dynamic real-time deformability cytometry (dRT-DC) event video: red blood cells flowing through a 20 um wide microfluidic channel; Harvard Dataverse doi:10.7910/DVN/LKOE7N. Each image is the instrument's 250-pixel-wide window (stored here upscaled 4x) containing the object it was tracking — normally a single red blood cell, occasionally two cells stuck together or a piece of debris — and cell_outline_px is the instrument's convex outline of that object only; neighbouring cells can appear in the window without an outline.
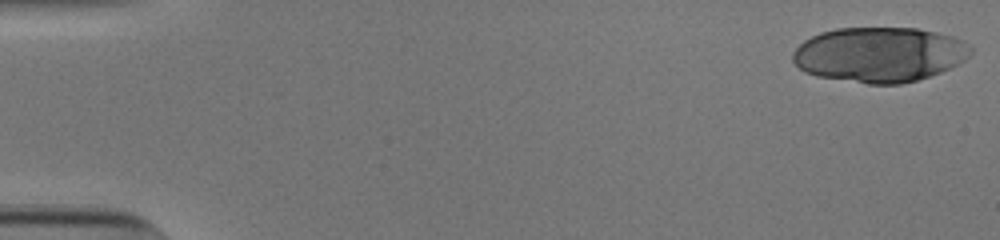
{"species": "human", "species_latin": "Homo sapiens", "temperature_condition": "cold", "stored_images_in_passage": 47, "camera_frame_rate_fps": 3000, "um_per_image_px": 0.085, "donor": {"sex": "male"}, "frame": {"image": 1, "passage_image": 1, "time_ms": 0.0, "image_size_px": [1000, 240], "cell_outline_px": [[972, 52], [964, 60], [940, 72], [916, 80], [900, 84], [868, 84], [816, 76], [804, 72], [792, 60], [792, 52], [804, 40], [820, 32], [836, 28], [916, 28], [936, 32], [952, 36], [964, 40], [972, 48]], "centroid_in_image_um": [74.73, 4.63], "position_along_channel_um": 10.3, "area_um2": 57.05}}
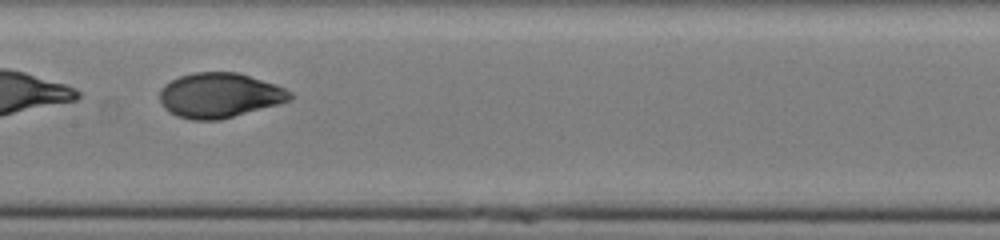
{"frame": {"image": 2, "passage_image": 28, "time_ms": 9.0, "image_size_px": [1000, 240], "cell_outline_px": [[296, 96], [292, 100], [220, 120], [192, 120], [176, 116], [168, 112], [164, 108], [160, 100], [160, 88], [164, 84], [180, 76], [192, 72], [236, 72], [276, 84], [292, 92]], "centroid_in_image_um": [18.66, 8.1], "position_along_channel_um": 188.7, "area_um2": 34.28}}
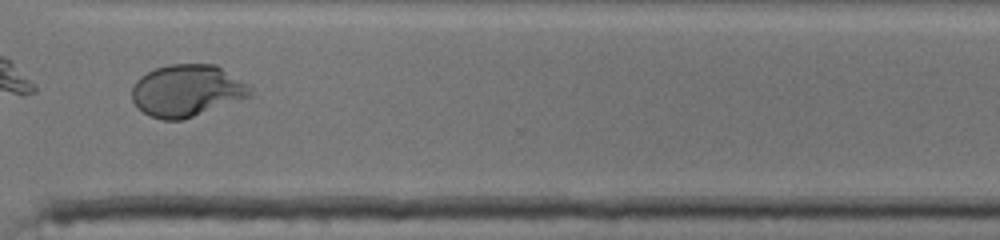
{"frame": {"image": 3, "passage_image": 41, "time_ms": 13.333, "image_size_px": [1000, 240], "cell_outline_px": [[252, 96], [184, 120], [160, 120], [148, 116], [132, 100], [132, 84], [140, 76], [156, 68], [168, 64], [216, 64], [248, 84], [252, 92]], "centroid_in_image_um": [15.89, 7.71], "position_along_channel_um": 354.7, "area_um2": 36.07}, "authors_computed_cell_mechanics": {"area_um2": 36.2406, "velocity_mm_per_s": 3.8259, "shape_relaxation_time_tau1_ms": 3.3504, "shape_relaxation_time_tau2_ms": 0.7547, "deformation_change_tau1": 0.1738, "deformation_change_tau2": 0.0406}}